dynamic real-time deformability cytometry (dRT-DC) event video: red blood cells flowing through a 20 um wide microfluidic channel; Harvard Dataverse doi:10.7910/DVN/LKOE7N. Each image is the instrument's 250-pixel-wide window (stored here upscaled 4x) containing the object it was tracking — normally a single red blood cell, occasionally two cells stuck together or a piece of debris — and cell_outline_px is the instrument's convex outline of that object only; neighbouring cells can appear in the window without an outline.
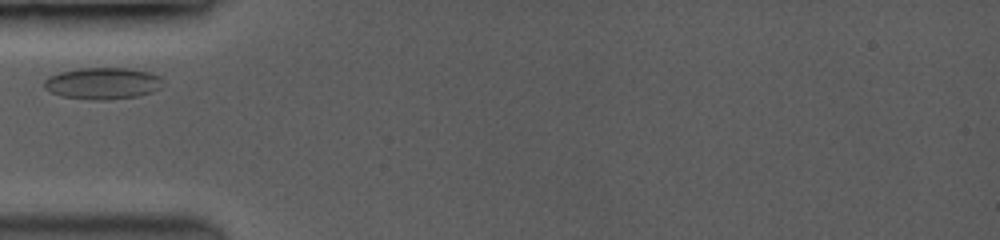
{"species": "common noctule bat (a hibernating species)", "species_latin": "Nyctalus noctula", "temperature_condition": "room temperature", "stored_images_in_passage": 6, "camera_frame_rate_fps": 3500, "um_per_image_px": 0.085, "animal": {"sex": "female", "body_mass_g": 19.0, "forearm_length_mm": 53.3}, "frame": {"image": 1, "passage_image": 1, "time_ms": 0.0, "image_size_px": [1000, 240], "cell_outline_px": [[164, 80], [160, 88], [152, 92], [136, 96], [64, 96], [52, 92], [44, 88], [44, 80], [48, 76], [60, 72], [76, 68], [128, 68], [152, 72], [160, 76]], "centroid_in_image_um": [8.77, 7.0], "position_along_channel_um": 76.2, "area_um2": 20.81}}